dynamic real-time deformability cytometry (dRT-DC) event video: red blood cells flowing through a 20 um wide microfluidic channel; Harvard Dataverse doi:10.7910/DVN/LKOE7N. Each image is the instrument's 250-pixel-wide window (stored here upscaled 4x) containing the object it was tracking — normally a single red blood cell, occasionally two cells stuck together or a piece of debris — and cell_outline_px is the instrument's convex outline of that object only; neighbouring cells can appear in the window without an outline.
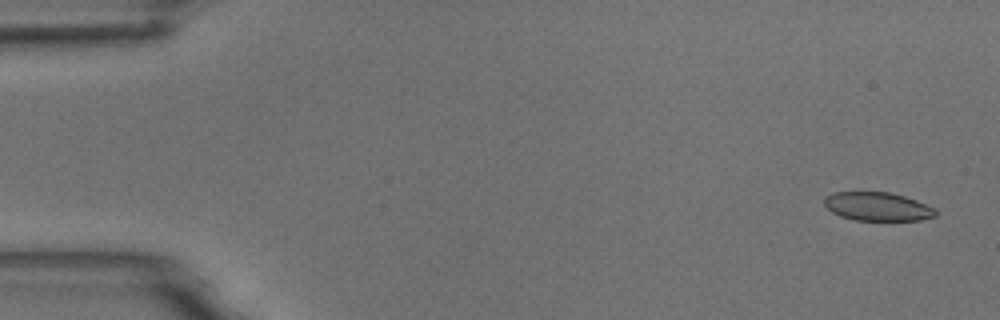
{"species": "common noctule bat (a hibernating species)", "species_latin": "Nyctalus noctula", "temperature_condition": "room temperature", "stored_images_in_passage": 50, "camera_frame_rate_fps": 3000, "um_per_image_px": 0.085, "animal": {"sex": "male", "body_mass_g": 18.8}, "frame": {"image": 1, "passage_image": 2, "time_ms": 0.333, "image_size_px": [1000, 320], "cell_outline_px": [[936, 216], [920, 220], [856, 220], [840, 216], [832, 212], [824, 204], [824, 196], [832, 192], [888, 192], [904, 196], [916, 200], [936, 208]], "centroid_in_image_um": [74.58, 17.55], "position_along_channel_um": 10.4, "area_um2": 18.55}}
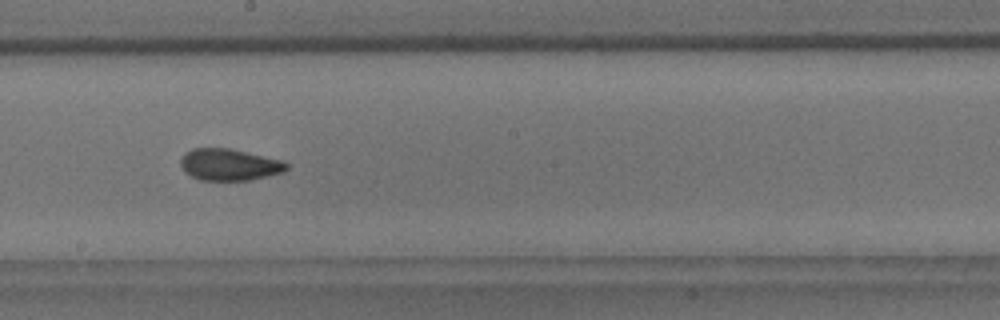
{"frame": {"image": 2, "passage_image": 30, "time_ms": 9.667, "image_size_px": [1000, 320], "cell_outline_px": [[288, 168], [284, 172], [248, 180], [200, 180], [192, 176], [180, 164], [180, 160], [184, 152], [192, 148], [228, 148], [284, 160], [288, 164]], "centroid_in_image_um": [19.51, 13.98], "position_along_channel_um": 228.7, "area_um2": 19.48}}
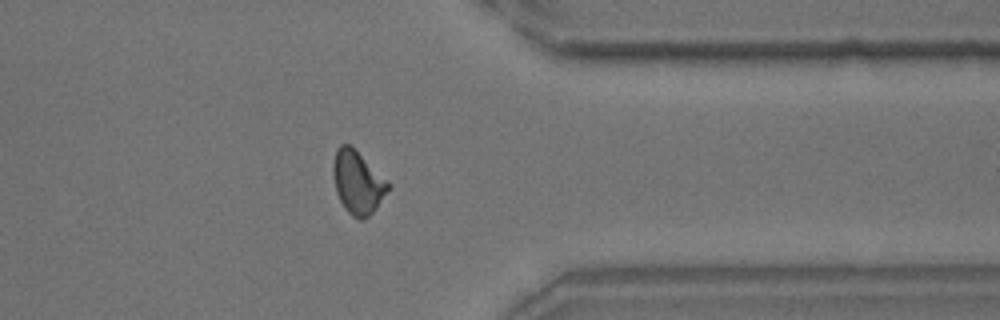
{"frame": {"image": 3, "passage_image": 43, "time_ms": 14.0, "image_size_px": [1000, 320], "cell_outline_px": [[388, 188], [372, 212], [364, 220], [360, 220], [352, 216], [344, 208], [336, 192], [332, 172], [332, 164], [336, 148], [340, 144], [348, 144], [388, 180]], "centroid_in_image_um": [30.35, 15.5], "position_along_channel_um": 381.1, "area_um2": 19.77}}